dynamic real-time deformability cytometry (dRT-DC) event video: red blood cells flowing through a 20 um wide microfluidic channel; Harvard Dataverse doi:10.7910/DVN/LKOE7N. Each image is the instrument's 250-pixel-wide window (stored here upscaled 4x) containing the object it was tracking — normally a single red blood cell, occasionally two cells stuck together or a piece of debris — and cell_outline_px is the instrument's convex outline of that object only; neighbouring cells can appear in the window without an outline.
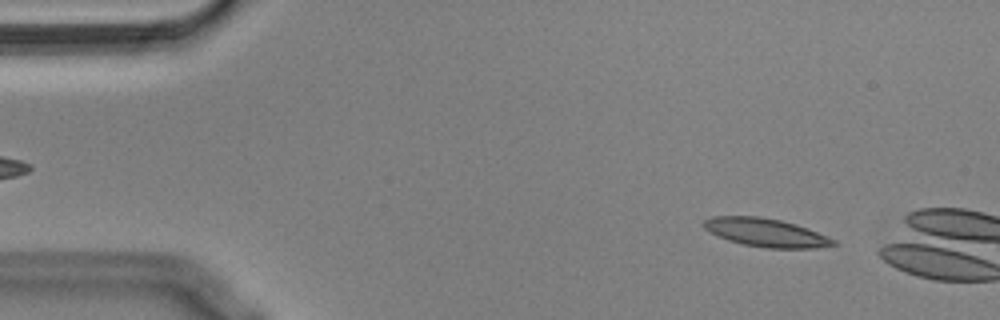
{"species": "Egyptian fruit bat (a non-hibernating species)", "species_latin": "Rousettus aegyptiacus", "temperature_condition": "cold", "stored_images_in_passage": 9, "camera_frame_rate_fps": 3000, "um_per_image_px": 0.085, "animal": {"sex": "male"}, "frame": {"image": 1, "passage_image": 3, "time_ms": 0.667, "image_size_px": [1000, 320], "cell_outline_px": [[836, 244], [816, 248], [768, 248], [744, 244], [728, 240], [716, 236], [704, 228], [700, 224], [704, 220], [712, 216], [760, 216], [780, 220], [796, 224], [808, 228], [836, 240]], "centroid_in_image_um": [65.06, 19.76], "position_along_channel_um": 19.9, "area_um2": 21.44}}